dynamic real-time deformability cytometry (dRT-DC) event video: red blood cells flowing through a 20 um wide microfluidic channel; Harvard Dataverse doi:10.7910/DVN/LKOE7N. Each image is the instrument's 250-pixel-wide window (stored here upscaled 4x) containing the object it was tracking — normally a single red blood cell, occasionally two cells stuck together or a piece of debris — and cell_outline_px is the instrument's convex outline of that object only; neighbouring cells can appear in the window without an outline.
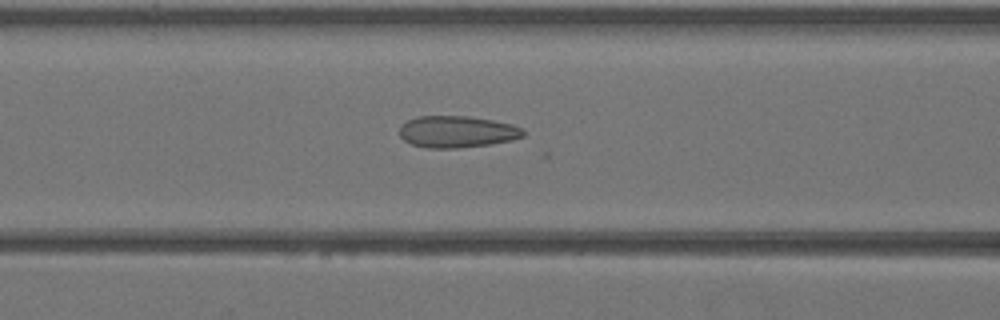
{"species": "Egyptian fruit bat (a non-hibernating species)", "species_latin": "Rousettus aegyptiacus", "temperature_condition": "warm", "stored_images_in_passage": 34, "camera_frame_rate_fps": 3000, "um_per_image_px": 0.085, "animal": {"sex": "female"}, "frame": {"image": 1, "passage_image": 17, "time_ms": 5.333, "image_size_px": [1000, 320], "cell_outline_px": [[524, 136], [512, 140], [488, 144], [456, 148], [424, 148], [412, 144], [404, 140], [400, 136], [400, 128], [408, 120], [420, 116], [468, 116], [492, 120], [512, 124], [524, 128]], "centroid_in_image_um": [38.86, 11.2], "position_along_channel_um": 127.7, "area_um2": 22.77}}
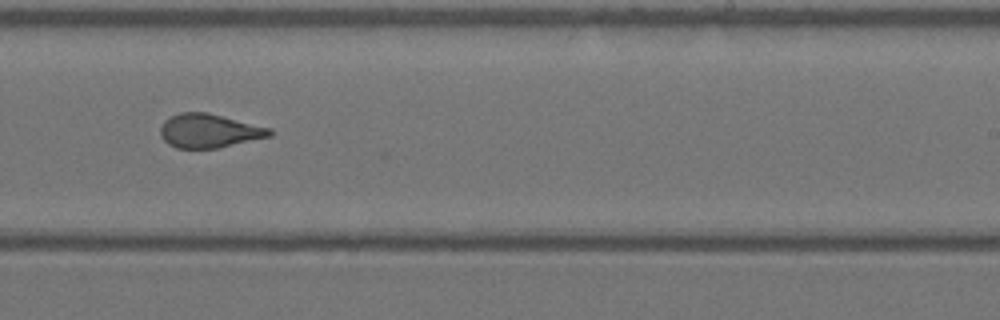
{"frame": {"image": 2, "passage_image": 26, "time_ms": 8.333, "image_size_px": [1000, 320], "cell_outline_px": [[272, 136], [216, 148], [176, 148], [168, 144], [160, 136], [160, 128], [164, 120], [180, 112], [208, 112], [272, 128]], "centroid_in_image_um": [17.77, 11.11], "position_along_channel_um": 271.2, "area_um2": 21.62}}
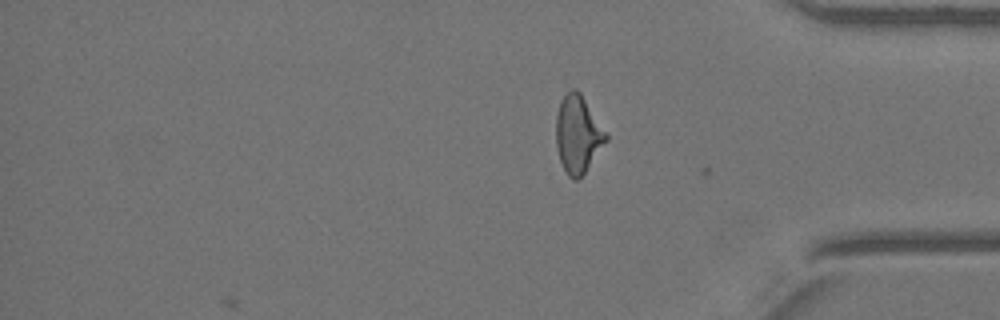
{"frame": {"image": 3, "passage_image": 34, "time_ms": 11.0, "image_size_px": [1000, 320], "cell_outline_px": [[608, 140], [584, 172], [576, 180], [572, 180], [568, 176], [560, 160], [556, 144], [556, 116], [560, 100], [572, 88], [576, 88], [580, 92], [608, 136]], "centroid_in_image_um": [49.1, 11.4], "position_along_channel_um": 386.1, "area_um2": 22.2}}